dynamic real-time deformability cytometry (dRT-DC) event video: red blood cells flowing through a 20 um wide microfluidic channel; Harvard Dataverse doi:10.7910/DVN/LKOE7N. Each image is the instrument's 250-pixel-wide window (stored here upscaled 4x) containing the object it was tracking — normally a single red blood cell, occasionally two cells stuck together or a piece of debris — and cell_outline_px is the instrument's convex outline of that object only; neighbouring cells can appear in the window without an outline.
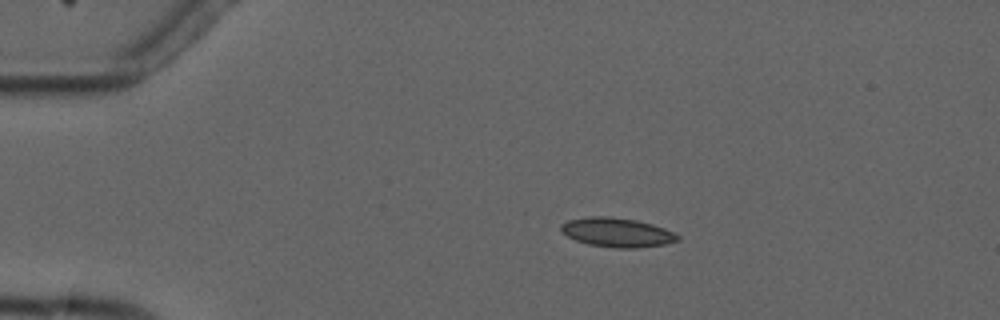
{"species": "common noctule bat (a hibernating species)", "species_latin": "Nyctalus noctula", "temperature_condition": "cold", "stored_images_in_passage": 3, "camera_frame_rate_fps": 3000, "um_per_image_px": 0.085, "animal": {"sex": "male", "forearm_length_mm": 52.5}, "frame": {"image": 1, "passage_image": 2, "time_ms": 1.0, "image_size_px": [1000, 320], "cell_outline_px": [[680, 240], [664, 244], [636, 248], [616, 248], [588, 244], [576, 240], [568, 236], [560, 228], [560, 224], [568, 220], [588, 216], [608, 216], [636, 220], [652, 224], [664, 228], [680, 236]], "centroid_in_image_um": [52.44, 19.75], "position_along_channel_um": 32.6, "area_um2": 19.77}}